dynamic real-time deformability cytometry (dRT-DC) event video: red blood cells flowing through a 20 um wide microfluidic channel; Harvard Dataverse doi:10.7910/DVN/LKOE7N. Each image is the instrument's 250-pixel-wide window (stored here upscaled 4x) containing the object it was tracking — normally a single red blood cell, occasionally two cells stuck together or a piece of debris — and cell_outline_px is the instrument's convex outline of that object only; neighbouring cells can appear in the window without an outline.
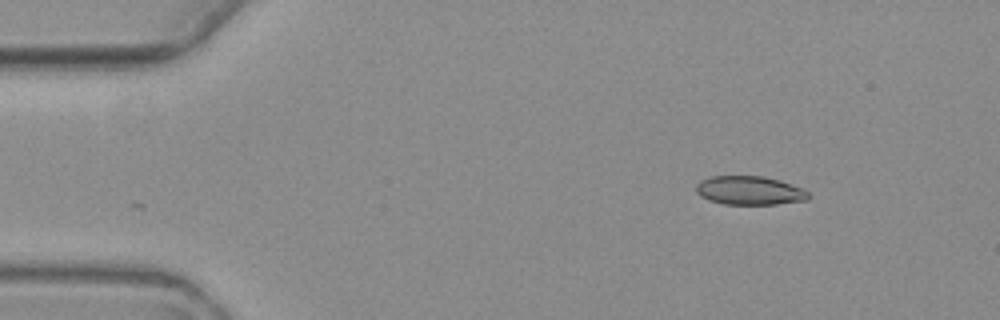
{"species": "common noctule bat (a hibernating species)", "species_latin": "Nyctalus noctula", "temperature_condition": "warm", "stored_images_in_passage": 3, "camera_frame_rate_fps": 3000, "um_per_image_px": 0.085, "animal": {"sex": "female", "body_mass_g": 19.3, "forearm_length_mm": 54.1}, "frame": {"image": 1, "passage_image": 1, "time_ms": 0.0, "image_size_px": [1000, 320], "cell_outline_px": [[808, 200], [776, 204], [724, 204], [708, 200], [700, 196], [696, 192], [696, 184], [700, 180], [712, 176], [764, 176], [780, 180], [800, 188], [808, 192]], "centroid_in_image_um": [63.67, 16.19], "position_along_channel_um": 21.3, "area_um2": 18.79}}